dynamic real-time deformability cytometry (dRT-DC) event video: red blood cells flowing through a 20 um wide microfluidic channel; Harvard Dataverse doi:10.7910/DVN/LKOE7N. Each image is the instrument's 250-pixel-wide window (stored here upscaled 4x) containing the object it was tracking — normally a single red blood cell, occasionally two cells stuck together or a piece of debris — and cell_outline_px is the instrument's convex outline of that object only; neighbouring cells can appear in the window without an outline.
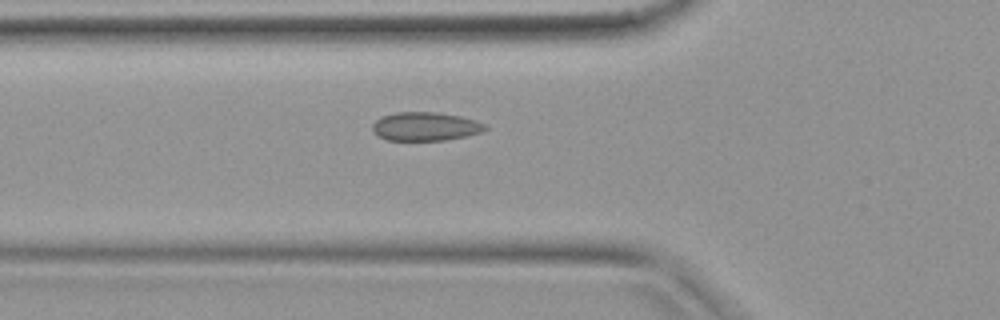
{"species": "common noctule bat (a hibernating species)", "species_latin": "Nyctalus noctula", "temperature_condition": "warm", "stored_images_in_passage": 7, "camera_frame_rate_fps": 3000, "um_per_image_px": 0.085, "animal": {"sex": "female", "body_mass_g": 19.9}, "frame": {"image": 1, "passage_image": 6, "time_ms": 1.667, "image_size_px": [1000, 320], "cell_outline_px": [[488, 128], [484, 132], [448, 140], [388, 140], [376, 136], [372, 132], [372, 124], [380, 116], [396, 112], [440, 112], [460, 116], [476, 120], [488, 124]], "centroid_in_image_um": [36.17, 10.74], "position_along_channel_um": 89.6, "area_um2": 19.25}}